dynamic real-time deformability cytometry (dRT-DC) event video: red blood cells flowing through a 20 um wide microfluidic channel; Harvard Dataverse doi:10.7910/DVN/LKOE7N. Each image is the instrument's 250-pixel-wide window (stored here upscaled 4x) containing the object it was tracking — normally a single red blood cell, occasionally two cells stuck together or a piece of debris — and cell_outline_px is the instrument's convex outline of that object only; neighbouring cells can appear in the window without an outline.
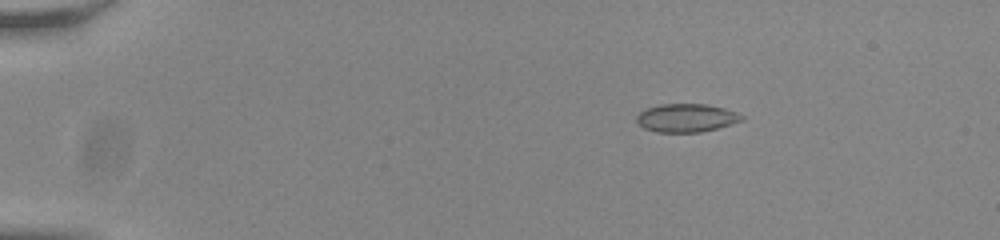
{"species": "common noctule bat (a hibernating species)", "species_latin": "Nyctalus noctula", "temperature_condition": "room temperature", "stored_images_in_passage": 9, "camera_frame_rate_fps": 3000, "um_per_image_px": 0.085, "animal": {"sex": "male", "body_mass_g": 20.0, "forearm_length_mm": 53.3}, "frame": {"image": 1, "passage_image": 1, "time_ms": 0.0, "image_size_px": [1000, 240], "cell_outline_px": [[744, 120], [732, 124], [700, 132], [656, 132], [644, 128], [636, 120], [636, 116], [644, 108], [660, 104], [708, 104], [724, 108], [736, 112], [744, 116]], "centroid_in_image_um": [58.34, 10.01], "position_along_channel_um": 26.7, "area_um2": 17.4}}